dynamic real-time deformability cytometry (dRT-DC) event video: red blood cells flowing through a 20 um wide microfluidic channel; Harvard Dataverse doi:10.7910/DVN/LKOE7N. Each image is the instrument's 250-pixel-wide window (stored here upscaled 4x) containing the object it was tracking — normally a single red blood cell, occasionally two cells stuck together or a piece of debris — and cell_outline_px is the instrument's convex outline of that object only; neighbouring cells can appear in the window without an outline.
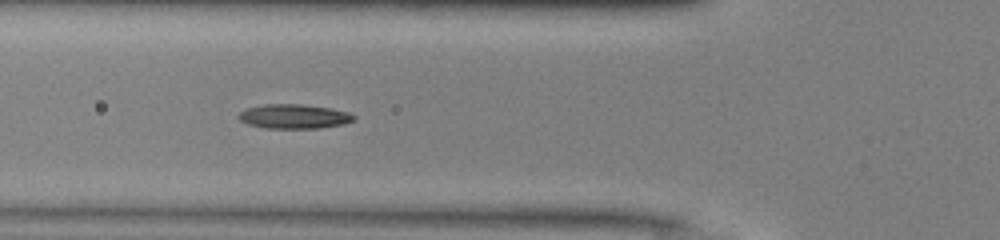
{"species": "common noctule bat (a hibernating species)", "species_latin": "Nyctalus noctula", "temperature_condition": "warm", "stored_images_in_passage": 40, "camera_frame_rate_fps": 3000, "um_per_image_px": 0.085, "animal": {"sex": "male", "body_mass_g": 13.0, "forearm_length_mm": 53.1}, "frame": {"image": 1, "passage_image": 7, "time_ms": 2.0, "image_size_px": [1000, 240], "cell_outline_px": [[356, 120], [344, 124], [320, 128], [264, 128], [248, 124], [240, 120], [236, 116], [240, 112], [248, 108], [264, 104], [300, 104], [328, 108], [348, 112], [356, 116]], "centroid_in_image_um": [25.0, 9.9], "position_along_channel_um": 100.8, "area_um2": 16.36}}
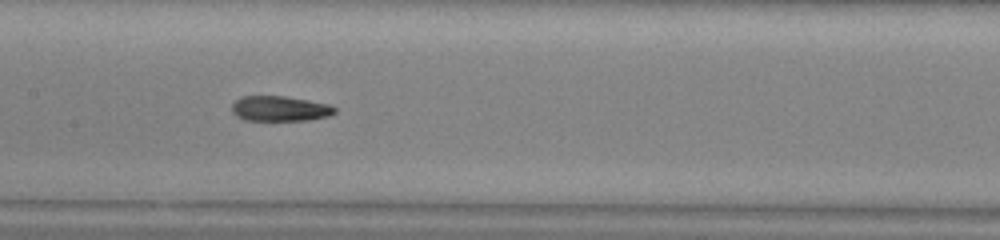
{"frame": {"image": 2, "passage_image": 13, "time_ms": 4.0, "image_size_px": [1000, 240], "cell_outline_px": [[336, 112], [328, 116], [308, 120], [244, 120], [236, 116], [232, 112], [232, 104], [240, 96], [284, 96], [308, 100], [328, 104], [336, 108]], "centroid_in_image_um": [23.77, 9.23], "position_along_channel_um": 183.6, "area_um2": 15.09}}
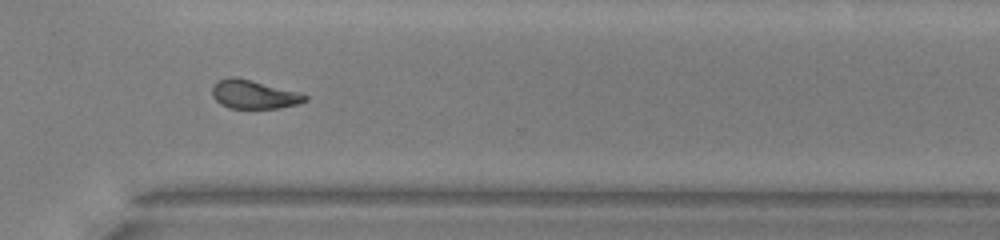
{"frame": {"image": 3, "passage_image": 25, "time_ms": 8.0, "image_size_px": [1000, 240], "cell_outline_px": [[308, 100], [296, 104], [280, 108], [228, 108], [220, 104], [212, 96], [212, 84], [220, 80], [232, 76], [236, 76], [300, 92], [308, 96]], "centroid_in_image_um": [21.57, 8.02], "position_along_channel_um": 349.0, "area_um2": 15.61}, "authors_computed_cell_mechanics": {"area_um2": 15.9239, "velocity_mm_per_s": 4.1308, "shape_relaxation_time_tau1_ms": 4.8611, "shape_relaxation_time_tau2_ms": 2.145, "deformation_change_tau1": 0.1984, "deformation_change_tau2": 0.099}}